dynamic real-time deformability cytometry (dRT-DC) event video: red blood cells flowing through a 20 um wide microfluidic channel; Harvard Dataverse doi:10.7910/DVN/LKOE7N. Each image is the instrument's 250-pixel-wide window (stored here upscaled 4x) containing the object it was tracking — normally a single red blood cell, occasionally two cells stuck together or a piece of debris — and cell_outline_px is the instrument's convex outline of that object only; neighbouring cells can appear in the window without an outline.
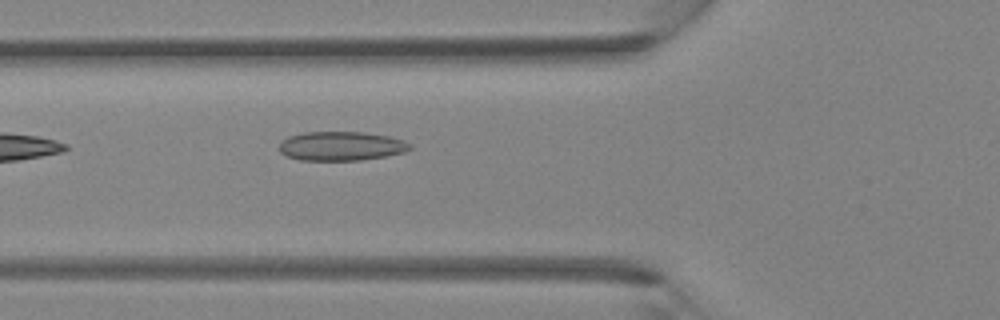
{"species": "Egyptian fruit bat (a non-hibernating species)", "species_latin": "Rousettus aegyptiacus", "temperature_condition": "room temperature", "stored_images_in_passage": 3, "camera_frame_rate_fps": 3000, "um_per_image_px": 0.085, "animal": {"sex": "female"}, "frame": {"image": 1, "passage_image": 3, "time_ms": 0.667, "image_size_px": [1000, 320], "cell_outline_px": [[412, 148], [404, 152], [388, 156], [360, 160], [300, 160], [288, 156], [280, 152], [280, 144], [288, 136], [304, 132], [364, 132], [388, 136], [404, 140], [412, 144]], "centroid_in_image_um": [29.04, 12.41], "position_along_channel_um": 96.8, "area_um2": 22.2}}